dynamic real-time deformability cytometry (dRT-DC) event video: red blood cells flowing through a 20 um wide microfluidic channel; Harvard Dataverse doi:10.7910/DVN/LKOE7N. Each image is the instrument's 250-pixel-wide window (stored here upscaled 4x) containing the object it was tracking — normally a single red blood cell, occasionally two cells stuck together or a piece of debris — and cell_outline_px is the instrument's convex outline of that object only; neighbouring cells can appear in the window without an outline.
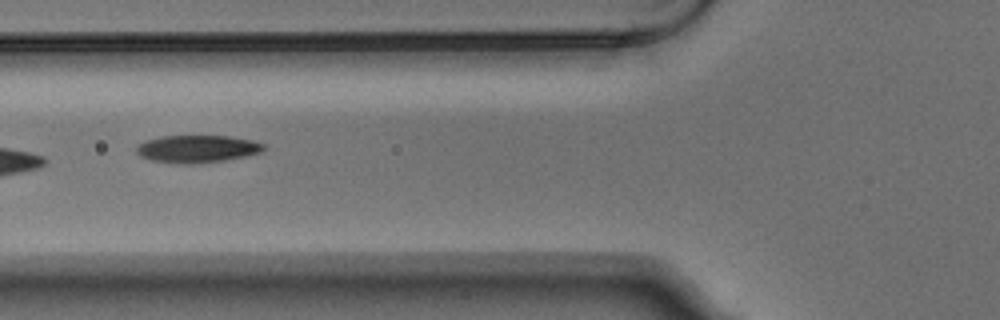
{"species": "Egyptian fruit bat (a non-hibernating species)", "species_latin": "Rousettus aegyptiacus", "temperature_condition": "warm", "stored_images_in_passage": 7, "camera_frame_rate_fps": 3000, "um_per_image_px": 0.085, "animal": {"sex": "male"}, "frame": {"image": 1, "passage_image": 5, "time_ms": 1.333, "image_size_px": [1000, 320], "cell_outline_px": [[264, 148], [260, 152], [244, 156], [224, 160], [196, 164], [180, 164], [152, 160], [140, 156], [136, 152], [136, 148], [144, 140], [160, 136], [228, 136], [252, 140], [264, 144]], "centroid_in_image_um": [16.72, 12.65], "position_along_channel_um": 109.1, "area_um2": 20.29}}
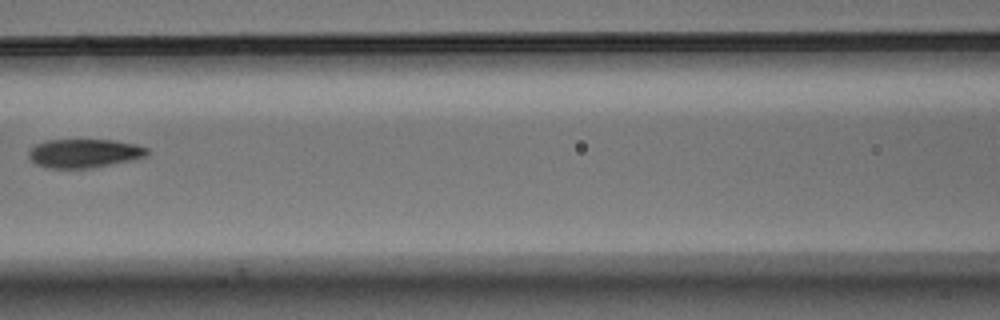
{"frame": {"image": 2, "passage_image": 6, "time_ms": 1.667, "image_size_px": [1000, 320], "cell_outline_px": [[148, 156], [132, 160], [88, 168], [48, 168], [36, 164], [28, 156], [28, 152], [36, 144], [44, 140], [112, 140], [136, 144], [148, 148]], "centroid_in_image_um": [7.16, 13.02], "position_along_channel_um": 159.4, "area_um2": 19.77}}
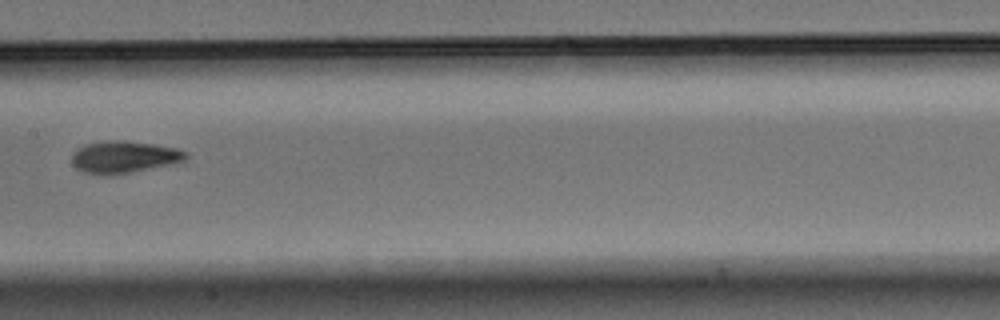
{"frame": {"image": 3, "passage_image": 7, "time_ms": 2.0, "image_size_px": [1000, 320], "cell_outline_px": [[188, 156], [184, 160], [168, 164], [108, 176], [84, 172], [76, 168], [72, 164], [72, 152], [84, 144], [108, 140], [124, 140], [152, 144], [176, 148], [188, 152]], "centroid_in_image_um": [10.48, 13.33], "position_along_channel_um": 196.9, "area_um2": 21.1}}